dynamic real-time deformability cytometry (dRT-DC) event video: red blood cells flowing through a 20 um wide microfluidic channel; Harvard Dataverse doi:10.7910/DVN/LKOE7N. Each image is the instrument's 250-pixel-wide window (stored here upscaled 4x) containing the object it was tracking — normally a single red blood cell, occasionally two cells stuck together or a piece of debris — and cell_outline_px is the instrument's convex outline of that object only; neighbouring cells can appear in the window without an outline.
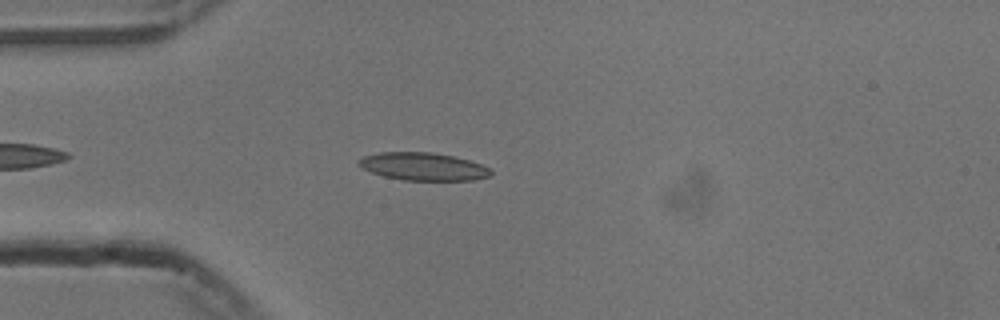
{"species": "common noctule bat (a hibernating species)", "species_latin": "Nyctalus noctula", "temperature_condition": "cold", "stored_images_in_passage": 30, "camera_frame_rate_fps": 3000, "um_per_image_px": 0.085, "animal": {"sex": "male", "body_mass_g": 13.3}, "frame": {"image": 1, "passage_image": 4, "time_ms": 1.0, "image_size_px": [1000, 320], "cell_outline_px": [[492, 172], [488, 176], [472, 180], [404, 180], [384, 176], [372, 172], [356, 164], [356, 160], [364, 156], [380, 152], [432, 152], [452, 156], [468, 160], [492, 168]], "centroid_in_image_um": [35.95, 14.15], "position_along_channel_um": 49.1, "area_um2": 21.27}}
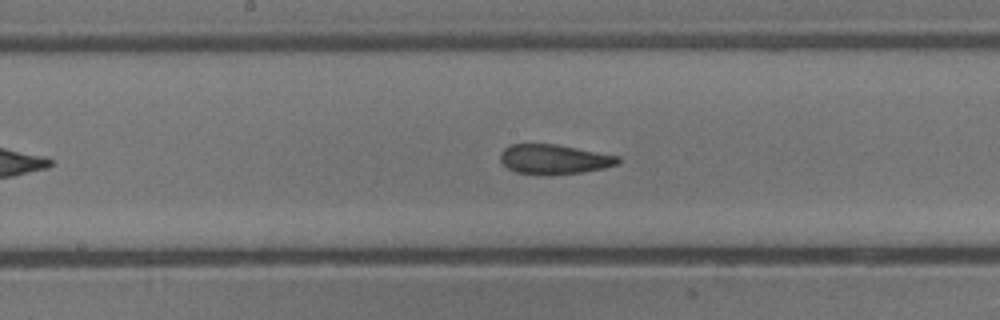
{"frame": {"image": 2, "passage_image": 17, "time_ms": 5.333, "image_size_px": [1000, 320], "cell_outline_px": [[620, 160], [616, 164], [604, 168], [580, 172], [544, 176], [516, 172], [508, 168], [500, 160], [500, 152], [508, 144], [556, 144], [620, 156]], "centroid_in_image_um": [47.06, 13.54], "position_along_channel_um": 201.1, "area_um2": 20.46}}
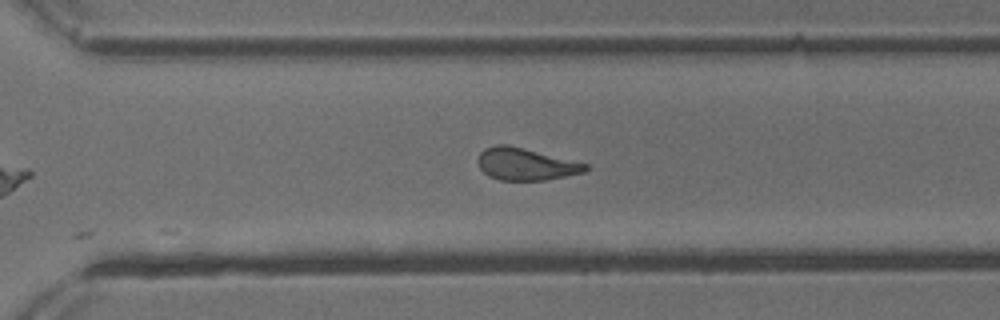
{"frame": {"image": 3, "passage_image": 27, "time_ms": 8.667, "image_size_px": [1000, 320], "cell_outline_px": [[588, 168], [584, 172], [544, 180], [500, 180], [488, 176], [480, 168], [476, 160], [480, 152], [484, 148], [496, 144], [508, 144], [588, 164]], "centroid_in_image_um": [44.63, 13.94], "position_along_channel_um": 326.0, "area_um2": 20.11}, "authors_computed_cell_mechanics": {"area_um2": 20.519, "velocity_mm_per_s": 3.7582, "shape_relaxation_time_tau1_ms": 5.576, "shape_relaxation_time_tau2_ms": 2.2026, "deformation_change_tau1": 0.1891, "deformation_change_tau2": 0.113}}